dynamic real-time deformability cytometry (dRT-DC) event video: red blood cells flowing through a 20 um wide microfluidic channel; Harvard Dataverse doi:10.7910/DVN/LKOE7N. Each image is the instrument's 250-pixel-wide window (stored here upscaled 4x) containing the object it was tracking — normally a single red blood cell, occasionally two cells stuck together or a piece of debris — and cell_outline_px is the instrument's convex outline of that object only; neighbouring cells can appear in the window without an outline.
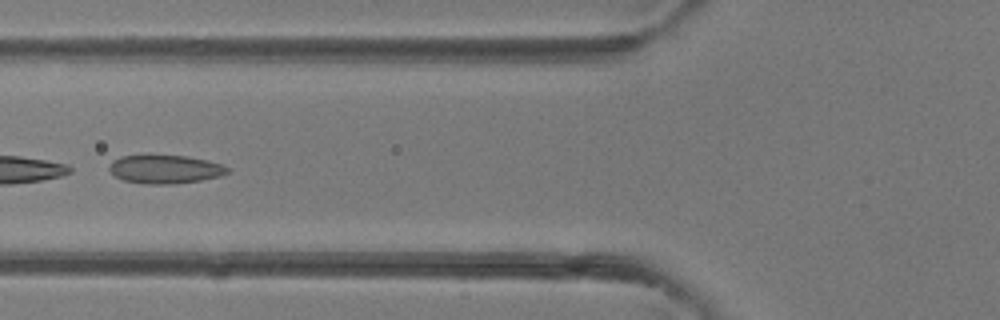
{"species": "common noctule bat (a hibernating species)", "species_latin": "Nyctalus noctula", "temperature_condition": "room temperature", "stored_images_in_passage": 4, "camera_frame_rate_fps": 3000, "um_per_image_px": 0.085, "animal": {"sex": "female"}, "frame": {"image": 1, "passage_image": 4, "time_ms": 3.333, "image_size_px": [1000, 320], "cell_outline_px": [[232, 172], [220, 176], [200, 180], [172, 184], [148, 184], [124, 180], [116, 176], [108, 168], [112, 160], [120, 156], [188, 156], [208, 160], [220, 164], [228, 168]], "centroid_in_image_um": [14.06, 14.38], "position_along_channel_um": 111.7, "area_um2": 19.42}}